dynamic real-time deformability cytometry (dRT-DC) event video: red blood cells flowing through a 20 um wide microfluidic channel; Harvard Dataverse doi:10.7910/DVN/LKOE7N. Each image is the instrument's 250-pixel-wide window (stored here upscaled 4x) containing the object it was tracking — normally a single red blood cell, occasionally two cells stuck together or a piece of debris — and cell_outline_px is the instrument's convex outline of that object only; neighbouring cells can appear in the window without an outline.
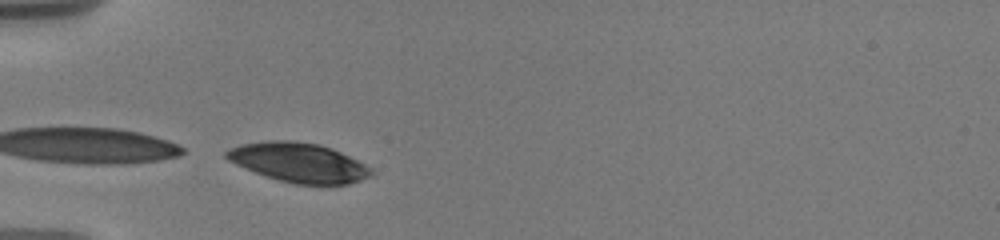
{"species": "human", "species_latin": "Homo sapiens", "temperature_condition": "warm", "stored_images_in_passage": 7, "camera_frame_rate_fps": 3000, "um_per_image_px": 0.085, "donor": {"sex": "male"}, "frame": {"image": 1, "passage_image": 3, "time_ms": 1.667, "image_size_px": [1000, 240], "cell_outline_px": [[376, 172], [372, 176], [348, 184], [296, 184], [280, 180], [256, 172], [236, 164], [228, 160], [224, 156], [224, 152], [240, 144], [268, 140], [292, 140], [320, 144], [340, 152], [372, 168]], "centroid_in_image_um": [25.41, 13.8], "position_along_channel_um": 59.6, "area_um2": 33.0}}
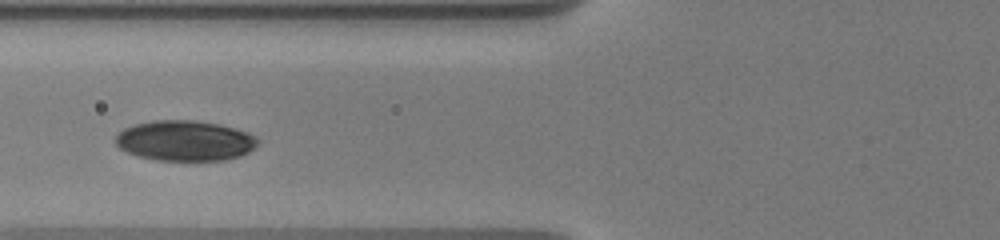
{"frame": {"image": 2, "passage_image": 5, "time_ms": 3.333, "image_size_px": [1000, 240], "cell_outline_px": [[260, 144], [256, 148], [240, 156], [224, 160], [156, 160], [140, 156], [128, 152], [120, 148], [116, 144], [116, 136], [124, 128], [136, 124], [156, 120], [196, 120], [220, 124], [248, 132], [256, 136], [260, 140]], "centroid_in_image_um": [15.79, 11.95], "position_along_channel_um": 110.0, "area_um2": 33.52}}
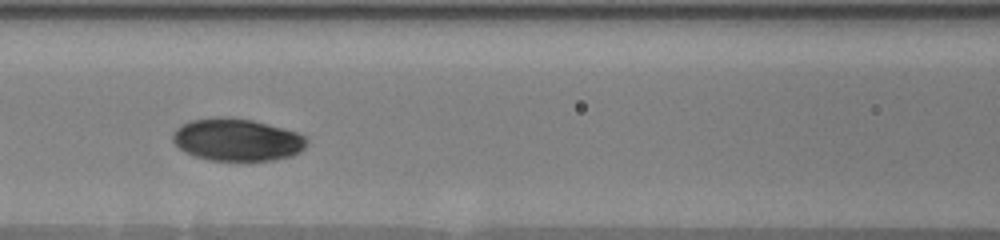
{"frame": {"image": 3, "passage_image": 6, "time_ms": 4.333, "image_size_px": [1000, 240], "cell_outline_px": [[308, 144], [300, 152], [292, 156], [272, 160], [208, 160], [184, 152], [172, 140], [172, 136], [176, 128], [192, 120], [212, 116], [228, 116], [252, 120], [268, 124], [296, 132], [304, 136], [308, 140]], "centroid_in_image_um": [20.15, 11.87], "position_along_channel_um": 146.5, "area_um2": 33.18}}